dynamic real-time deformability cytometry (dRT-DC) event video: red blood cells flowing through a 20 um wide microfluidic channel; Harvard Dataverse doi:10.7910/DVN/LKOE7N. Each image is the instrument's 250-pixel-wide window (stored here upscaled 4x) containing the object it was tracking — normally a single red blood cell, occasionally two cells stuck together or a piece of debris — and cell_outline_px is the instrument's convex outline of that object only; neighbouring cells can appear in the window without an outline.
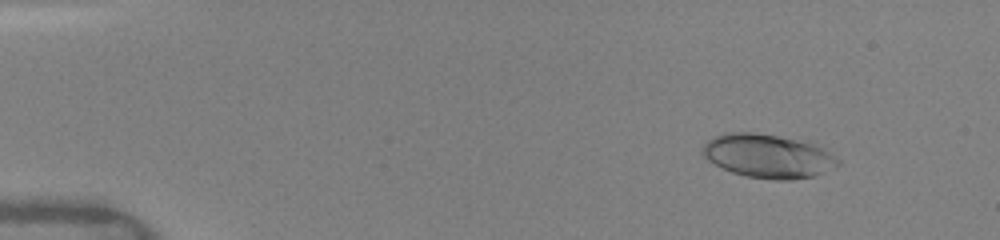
{"species": "human", "species_latin": "Homo sapiens", "temperature_condition": "warm", "stored_images_in_passage": 48, "camera_frame_rate_fps": 3000, "um_per_image_px": 0.085, "donor": {"sex": "female"}, "frame": {"image": 1, "passage_image": 4, "time_ms": 1.0, "image_size_px": [1000, 240], "cell_outline_px": [[840, 164], [816, 176], [792, 180], [776, 180], [748, 176], [732, 172], [708, 160], [700, 152], [704, 144], [708, 140], [724, 132], [756, 132], [812, 140], [836, 156], [840, 160]], "centroid_in_image_um": [65.35, 13.23], "position_along_channel_um": 19.7, "area_um2": 35.2}}
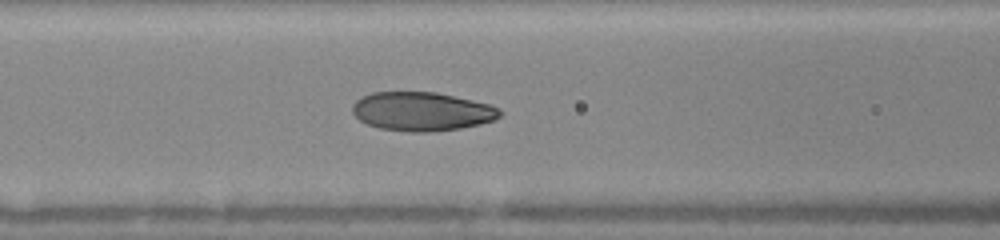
{"frame": {"image": 2, "passage_image": 20, "time_ms": 6.333, "image_size_px": [1000, 240], "cell_outline_px": [[500, 116], [496, 120], [480, 124], [460, 128], [428, 132], [412, 132], [380, 128], [368, 124], [360, 120], [352, 112], [352, 104], [356, 100], [372, 92], [436, 92], [492, 104], [500, 112]], "centroid_in_image_um": [35.86, 9.47], "position_along_channel_um": 130.7, "area_um2": 33.29}}
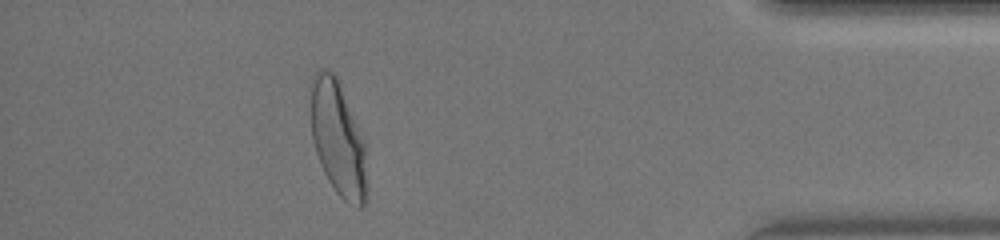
{"frame": {"image": 3, "passage_image": 43, "time_ms": 14.0, "image_size_px": [1000, 240], "cell_outline_px": [[364, 204], [360, 208], [356, 208], [348, 204], [336, 192], [328, 180], [320, 164], [312, 140], [308, 84], [316, 72], [320, 68], [324, 68], [332, 72], [336, 76], [364, 140]], "centroid_in_image_um": [28.64, 11.7], "position_along_channel_um": 406.6, "area_um2": 37.22}, "authors_computed_cell_mechanics": {"area_um2": 33.6396, "velocity_mm_per_s": 4.0933, "shape_relaxation_time_tau1_ms": 3.4469, "shape_relaxation_time_tau2_ms": null, "deformation_change_tau1": 0.1713, "deformation_change_tau2": null}}